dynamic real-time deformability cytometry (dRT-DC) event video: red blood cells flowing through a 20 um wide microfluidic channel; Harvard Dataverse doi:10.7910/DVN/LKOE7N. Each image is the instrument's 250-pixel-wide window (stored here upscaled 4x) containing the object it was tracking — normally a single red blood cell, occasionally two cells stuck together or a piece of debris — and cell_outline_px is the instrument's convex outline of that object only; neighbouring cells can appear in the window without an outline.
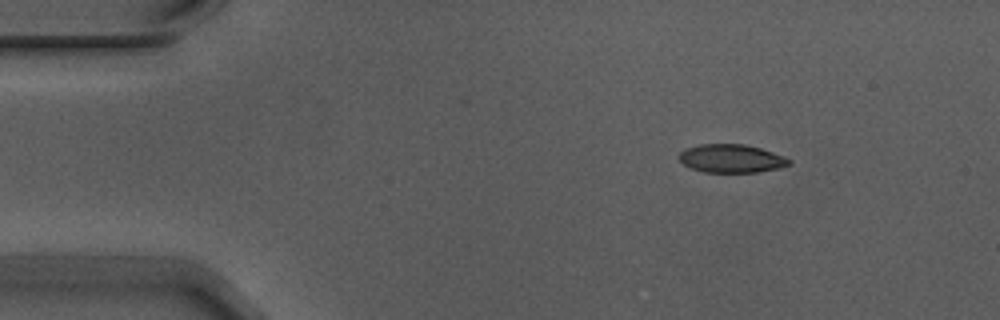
{"species": "Egyptian fruit bat (a non-hibernating species)", "species_latin": "Rousettus aegyptiacus", "temperature_condition": "warm", "stored_images_in_passage": 7, "camera_frame_rate_fps": 3000, "um_per_image_px": 0.085, "animal": {"sex": "male"}, "frame": {"image": 1, "passage_image": 2, "time_ms": 0.333, "image_size_px": [1000, 320], "cell_outline_px": [[792, 164], [780, 168], [760, 172], [704, 172], [688, 168], [676, 156], [680, 152], [688, 148], [700, 144], [744, 144], [760, 148], [784, 156], [792, 160]], "centroid_in_image_um": [62.17, 13.48], "position_along_channel_um": 22.8, "area_um2": 18.32}}
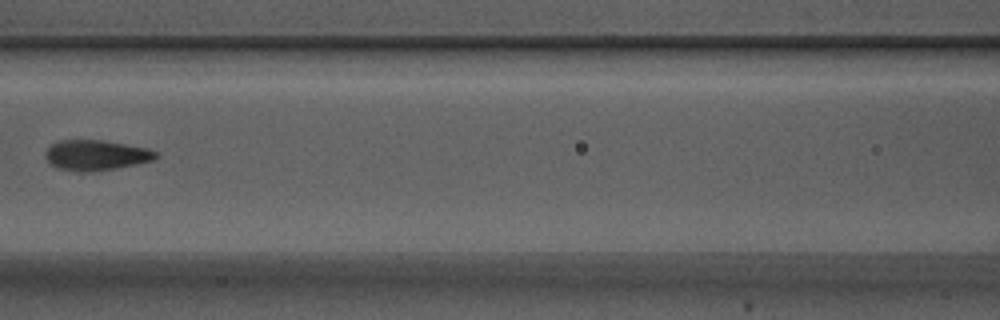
{"frame": {"image": 2, "passage_image": 6, "time_ms": 1.667, "image_size_px": [1000, 320], "cell_outline_px": [[160, 156], [152, 160], [136, 164], [116, 168], [92, 172], [76, 172], [56, 168], [44, 156], [44, 152], [52, 144], [60, 140], [100, 140], [148, 148], [156, 152]], "centroid_in_image_um": [8.14, 13.2], "position_along_channel_um": 158.5, "area_um2": 19.54}}
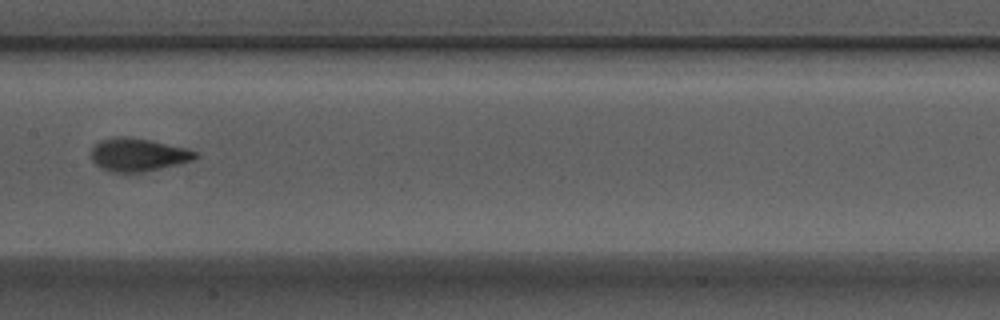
{"frame": {"image": 3, "passage_image": 7, "time_ms": 2.0, "image_size_px": [1000, 320], "cell_outline_px": [[200, 156], [192, 160], [144, 172], [112, 172], [100, 168], [92, 160], [92, 148], [100, 140], [112, 136], [128, 136], [148, 140], [184, 148], [196, 152]], "centroid_in_image_um": [11.69, 13.15], "position_along_channel_um": 195.7, "area_um2": 19.83}}